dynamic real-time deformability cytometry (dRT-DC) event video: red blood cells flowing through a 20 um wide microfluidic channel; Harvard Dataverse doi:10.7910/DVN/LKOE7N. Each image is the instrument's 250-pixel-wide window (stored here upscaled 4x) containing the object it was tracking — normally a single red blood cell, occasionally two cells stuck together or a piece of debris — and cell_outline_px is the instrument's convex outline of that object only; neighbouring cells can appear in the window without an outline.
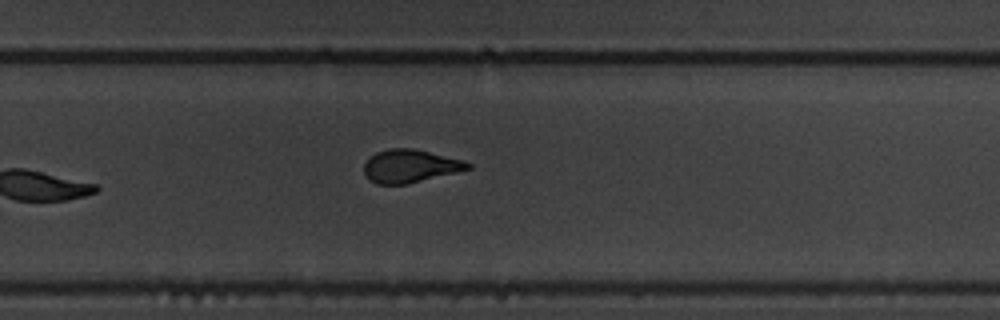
{"species": "common noctule bat (a hibernating species)", "species_latin": "Nyctalus noctula", "temperature_condition": "warm", "stored_images_in_passage": 11, "camera_frame_rate_fps": 3000, "um_per_image_px": 0.085, "animal": {"sex": "male", "body_mass_g": 19.5, "forearm_length_mm": 54.6}, "frame": {"image": 1, "passage_image": 11, "time_ms": 3.333, "image_size_px": [1000, 320], "cell_outline_px": [[472, 168], [408, 184], [376, 184], [368, 180], [364, 176], [364, 164], [376, 152], [388, 148], [412, 148], [464, 160], [472, 164]], "centroid_in_image_um": [34.84, 14.12], "position_along_channel_um": 295.0, "area_um2": 20.0}}